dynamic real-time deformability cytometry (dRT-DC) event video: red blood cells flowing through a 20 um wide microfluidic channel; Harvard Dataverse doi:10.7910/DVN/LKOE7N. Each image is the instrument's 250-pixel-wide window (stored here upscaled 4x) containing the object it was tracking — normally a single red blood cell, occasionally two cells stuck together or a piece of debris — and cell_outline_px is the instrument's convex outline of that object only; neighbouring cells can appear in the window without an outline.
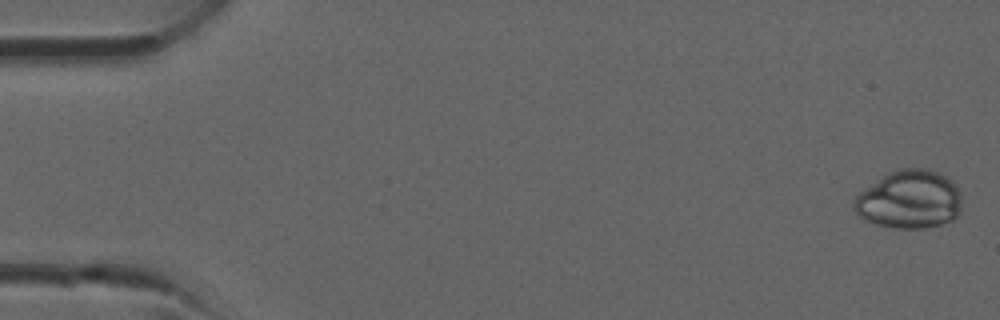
{"species": "common noctule bat (a hibernating species)", "species_latin": "Nyctalus noctula", "temperature_condition": "room temperature", "stored_images_in_passage": 39, "camera_frame_rate_fps": 3000, "um_per_image_px": 0.085, "animal": {"sex": "male", "forearm_length_mm": 52.5}, "frame": {"image": 1, "passage_image": 1, "time_ms": 0.0, "image_size_px": [1000, 320], "cell_outline_px": [[960, 212], [952, 220], [940, 224], [924, 228], [896, 228], [876, 224], [864, 220], [852, 208], [852, 204], [856, 196], [864, 188], [888, 172], [900, 168], [928, 168], [944, 176], [960, 192]], "centroid_in_image_um": [77.25, 16.96], "position_along_channel_um": 7.8, "area_um2": 36.47}}
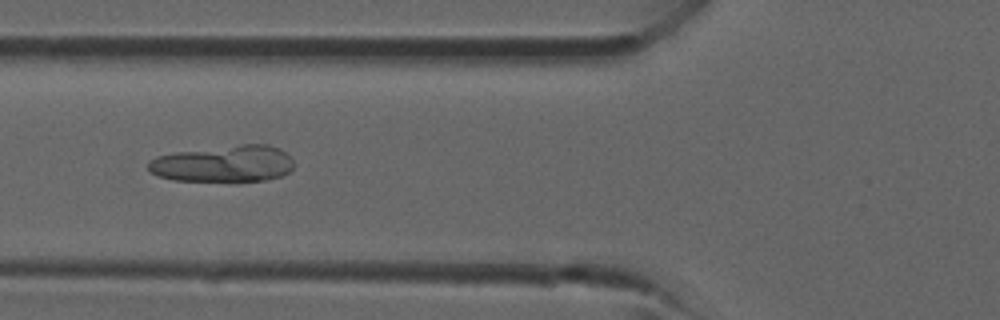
{"frame": {"image": 2, "passage_image": 15, "time_ms": 4.667, "image_size_px": [1000, 320], "cell_outline_px": [[292, 168], [288, 172], [280, 176], [264, 180], [236, 184], [172, 180], [160, 176], [152, 172], [148, 168], [148, 160], [156, 156], [176, 152], [240, 144], [268, 144], [280, 148], [292, 160]], "centroid_in_image_um": [18.99, 13.96], "position_along_channel_um": 106.8, "area_um2": 31.96}}
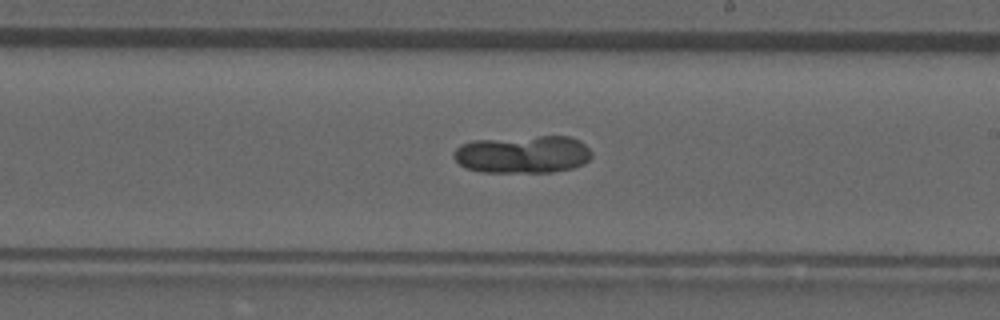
{"frame": {"image": 3, "passage_image": 23, "time_ms": 7.333, "image_size_px": [1000, 320], "cell_outline_px": [[592, 156], [584, 164], [572, 168], [552, 172], [480, 172], [464, 168], [452, 156], [452, 152], [460, 144], [472, 140], [540, 136], [568, 136], [580, 140], [592, 152]], "centroid_in_image_um": [44.42, 13.12], "position_along_channel_um": 244.6, "area_um2": 30.58}}